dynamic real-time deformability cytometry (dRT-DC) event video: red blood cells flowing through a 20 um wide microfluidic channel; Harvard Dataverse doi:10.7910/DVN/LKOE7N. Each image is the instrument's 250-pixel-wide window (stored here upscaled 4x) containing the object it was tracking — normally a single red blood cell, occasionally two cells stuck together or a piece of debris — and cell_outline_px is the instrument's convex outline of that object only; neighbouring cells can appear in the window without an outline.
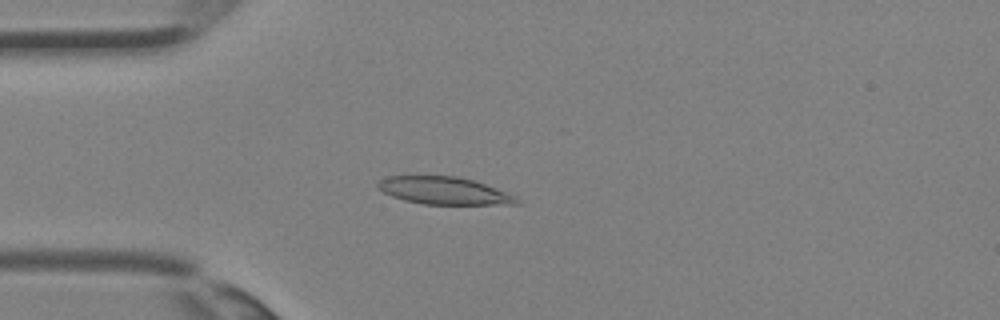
{"species": "Egyptian fruit bat (a non-hibernating species)", "species_latin": "Rousettus aegyptiacus", "temperature_condition": "room temperature", "stored_images_in_passage": 31, "camera_frame_rate_fps": 3000, "um_per_image_px": 0.085, "animal": {"sex": "female"}, "frame": {"image": 1, "passage_image": 5, "time_ms": 1.333, "image_size_px": [1000, 320], "cell_outline_px": [[520, 204], [424, 204], [404, 200], [392, 196], [376, 188], [376, 184], [380, 180], [388, 176], [456, 176], [472, 180], [484, 184], [516, 196], [520, 200]], "centroid_in_image_um": [37.72, 16.21], "position_along_channel_um": 47.3, "area_um2": 22.02}}
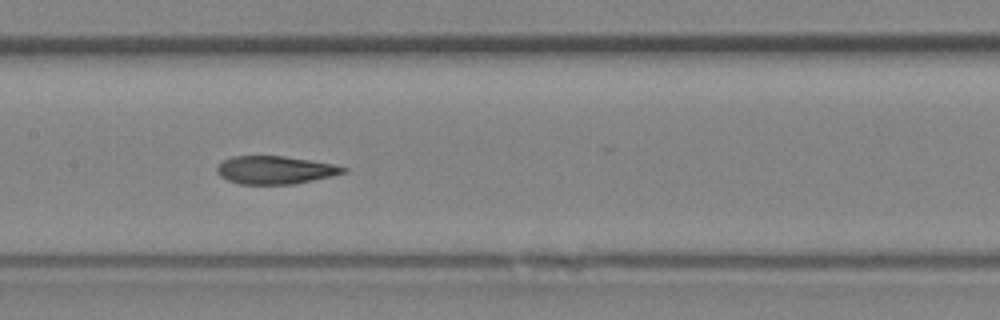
{"frame": {"image": 2, "passage_image": 13, "time_ms": 4.0, "image_size_px": [1000, 320], "cell_outline_px": [[348, 172], [332, 176], [292, 184], [240, 184], [228, 180], [220, 176], [216, 172], [216, 168], [224, 160], [232, 156], [284, 156], [336, 164], [348, 168]], "centroid_in_image_um": [23.42, 14.44], "position_along_channel_um": 184.0, "area_um2": 20.63}}
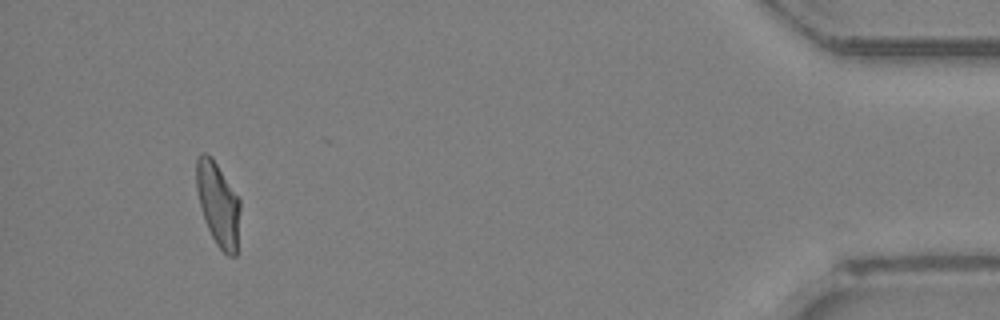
{"frame": {"image": 3, "passage_image": 29, "time_ms": 9.333, "image_size_px": [1000, 320], "cell_outline_px": [[240, 212], [236, 256], [228, 256], [216, 244], [204, 220], [196, 188], [196, 160], [200, 152], [208, 152], [212, 156], [240, 200]], "centroid_in_image_um": [18.53, 17.31], "position_along_channel_um": 416.7, "area_um2": 21.39}}